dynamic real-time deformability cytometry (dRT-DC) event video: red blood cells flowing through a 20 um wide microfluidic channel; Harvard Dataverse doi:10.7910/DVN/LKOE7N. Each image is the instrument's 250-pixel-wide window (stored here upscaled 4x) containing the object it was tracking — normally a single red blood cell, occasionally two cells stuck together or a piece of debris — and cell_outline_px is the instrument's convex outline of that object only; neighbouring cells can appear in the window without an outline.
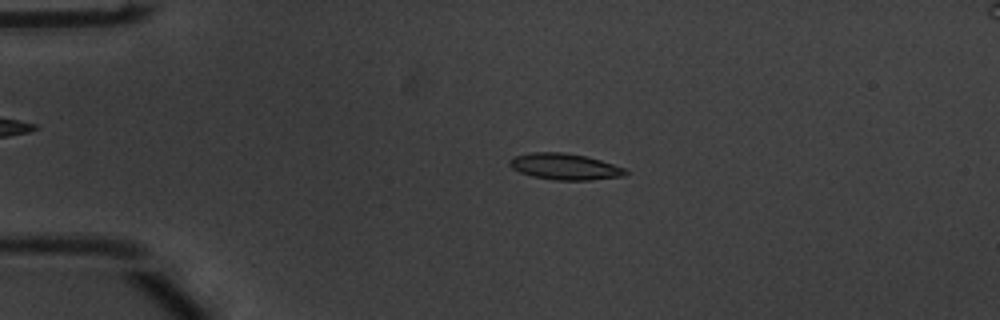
{"species": "common noctule bat (a hibernating species)", "species_latin": "Nyctalus noctula", "temperature_condition": "warm", "stored_images_in_passage": 54, "camera_frame_rate_fps": 3000, "um_per_image_px": 0.085, "animal": {"sex": "male", "body_mass_g": 20.1, "forearm_length_mm": 53.5}, "frame": {"image": 1, "passage_image": 12, "time_ms": 3.667, "image_size_px": [1000, 320], "cell_outline_px": [[628, 172], [624, 176], [588, 180], [556, 180], [532, 176], [520, 172], [512, 168], [508, 164], [508, 160], [512, 156], [532, 152], [564, 152], [584, 156], [600, 160], [624, 168]], "centroid_in_image_um": [47.96, 14.15], "position_along_channel_um": 37.0, "area_um2": 17.69}}
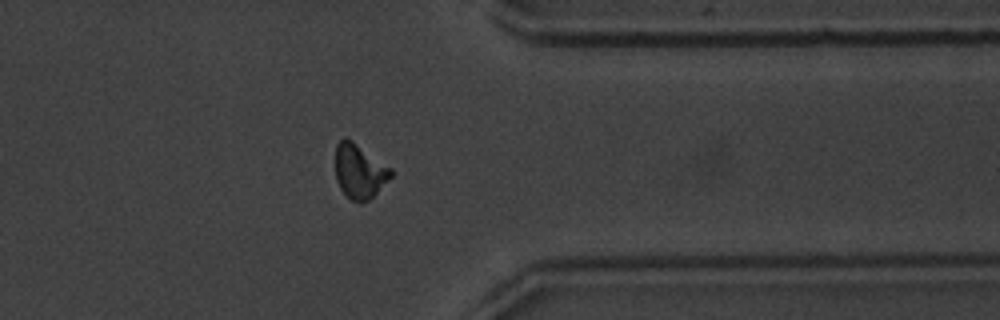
{"frame": {"image": 2, "passage_image": 43, "time_ms": 14.0, "image_size_px": [1000, 320], "cell_outline_px": [[392, 176], [368, 200], [360, 204], [352, 200], [340, 188], [336, 180], [336, 144], [344, 136], [352, 140], [392, 168]], "centroid_in_image_um": [30.55, 14.54], "position_along_channel_um": 380.9, "area_um2": 17.51}}
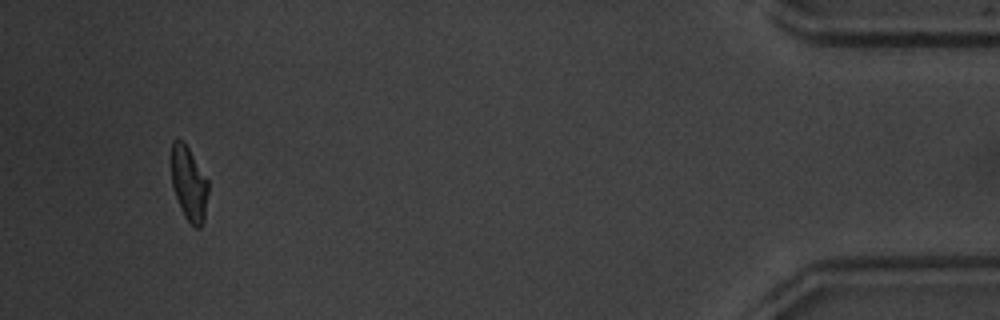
{"frame": {"image": 3, "passage_image": 51, "time_ms": 16.667, "image_size_px": [1000, 320], "cell_outline_px": [[208, 192], [204, 220], [200, 228], [196, 228], [184, 216], [180, 208], [172, 184], [172, 140], [184, 140], [208, 180]], "centroid_in_image_um": [16.07, 15.61], "position_along_channel_um": 419.1, "area_um2": 15.84}, "authors_computed_cell_mechanics": {"area_um2": 17.0221, "velocity_mm_per_s": 3.7675, "shape_relaxation_time_tau1_ms": 2.6439, "shape_relaxation_time_tau2_ms": 2.1149, "deformation_change_tau1": 0.1683, "deformation_change_tau2": 0.1016}}